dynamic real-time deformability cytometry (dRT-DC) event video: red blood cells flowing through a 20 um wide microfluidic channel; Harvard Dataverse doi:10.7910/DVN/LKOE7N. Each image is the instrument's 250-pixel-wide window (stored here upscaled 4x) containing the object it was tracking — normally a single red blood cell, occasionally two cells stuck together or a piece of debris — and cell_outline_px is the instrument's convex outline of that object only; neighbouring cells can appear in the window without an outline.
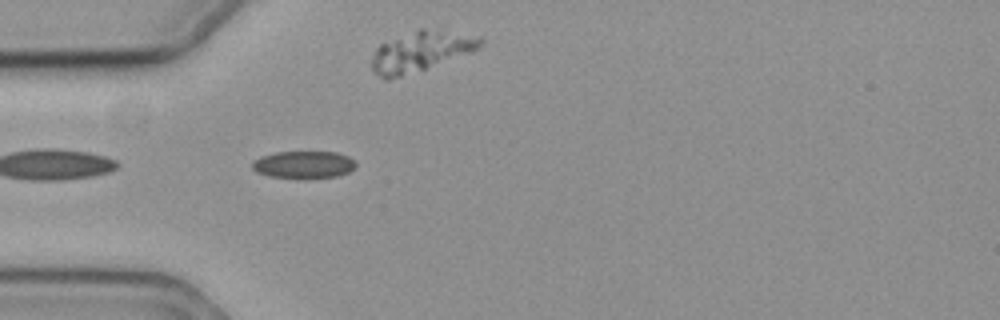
{"species": "common noctule bat (a hibernating species)", "species_latin": "Nyctalus noctula", "temperature_condition": "cold", "stored_images_in_passage": 44, "segment_of_instrument_passage": [1, 2], "camera_frame_rate_fps": 3000, "um_per_image_px": 0.085, "animal": {"sex": "female", "body_mass_g": 19.3, "forearm_length_mm": 54.1}, "frame": {"image": 1, "passage_image": 2, "time_ms": 0.333, "image_size_px": [1000, 320], "cell_outline_px": [[356, 164], [348, 172], [336, 176], [268, 176], [256, 172], [252, 168], [252, 164], [260, 156], [276, 152], [336, 152], [348, 156]], "centroid_in_image_um": [25.78, 13.95], "position_along_channel_um": 59.2, "area_um2": 15.72}}
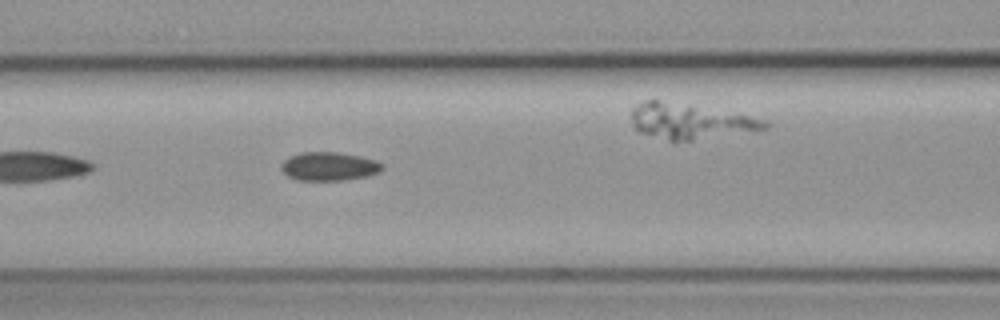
{"frame": {"image": 2, "passage_image": 9, "time_ms": 2.667, "image_size_px": [1000, 320], "cell_outline_px": [[384, 168], [380, 172], [368, 176], [344, 180], [296, 180], [288, 176], [280, 168], [280, 164], [284, 160], [300, 152], [336, 152], [360, 156], [376, 160], [384, 164]], "centroid_in_image_um": [27.99, 14.14], "position_along_channel_um": 138.6, "area_um2": 16.94}}
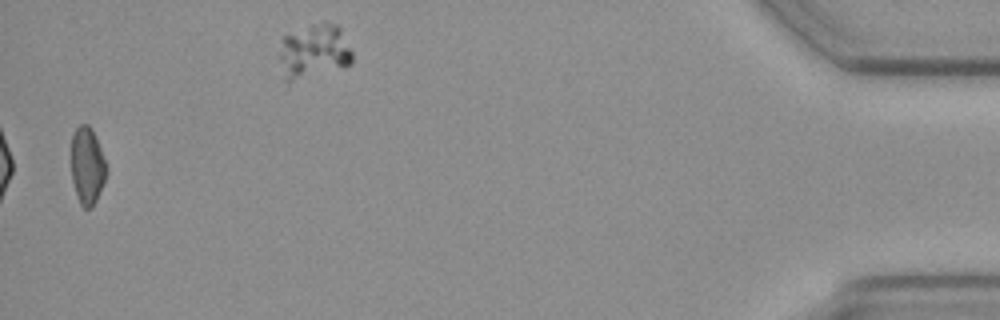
{"frame": {"image": 3, "passage_image": 42, "time_ms": 13.667, "image_size_px": [1000, 320], "cell_outline_px": [[108, 172], [96, 200], [92, 208], [84, 208], [80, 204], [72, 180], [72, 136], [76, 128], [80, 124], [88, 124], [92, 128], [108, 168]], "centroid_in_image_um": [7.43, 14.09], "position_along_channel_um": 427.8, "area_um2": 15.72}}